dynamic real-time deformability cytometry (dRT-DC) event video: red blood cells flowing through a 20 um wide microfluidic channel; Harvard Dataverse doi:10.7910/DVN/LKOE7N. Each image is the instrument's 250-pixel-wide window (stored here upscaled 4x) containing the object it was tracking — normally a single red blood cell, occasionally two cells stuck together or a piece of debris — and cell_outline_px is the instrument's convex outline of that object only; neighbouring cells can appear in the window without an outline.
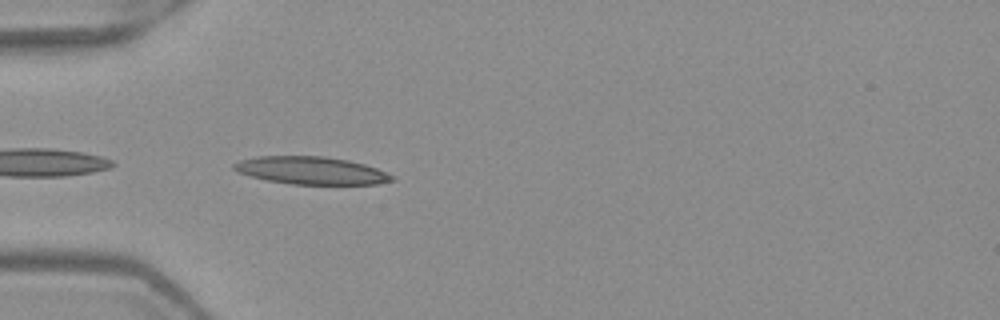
{"species": "Egyptian fruit bat (a non-hibernating species)", "species_latin": "Rousettus aegyptiacus", "temperature_condition": "warm", "stored_images_in_passage": 5, "camera_frame_rate_fps": 3000, "um_per_image_px": 0.085, "frame": {"image": 1, "passage_image": 5, "time_ms": 1.333, "image_size_px": [1000, 320], "cell_outline_px": [[396, 180], [376, 184], [292, 184], [268, 180], [236, 172], [232, 168], [232, 164], [240, 160], [256, 156], [324, 156], [348, 160], [364, 164], [376, 168], [396, 176]], "centroid_in_image_um": [26.46, 14.49], "position_along_channel_um": 58.5, "area_um2": 25.49}}